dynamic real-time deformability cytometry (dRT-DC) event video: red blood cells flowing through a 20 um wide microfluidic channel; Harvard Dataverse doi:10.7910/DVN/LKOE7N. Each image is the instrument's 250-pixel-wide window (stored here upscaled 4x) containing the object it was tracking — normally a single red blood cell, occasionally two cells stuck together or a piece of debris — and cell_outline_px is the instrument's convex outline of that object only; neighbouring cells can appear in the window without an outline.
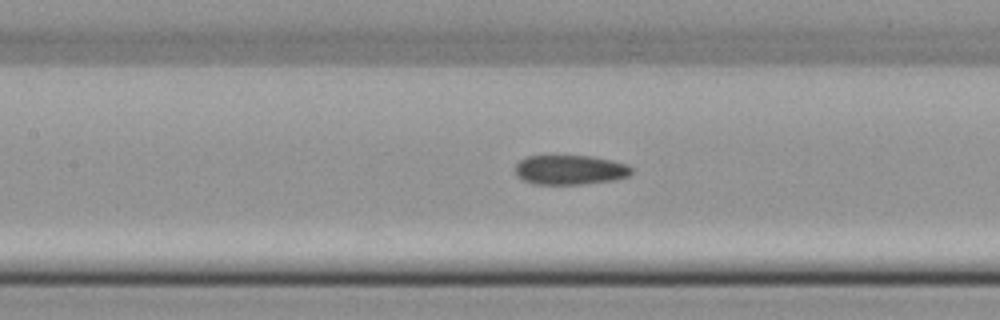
{"species": "common noctule bat (a hibernating species)", "species_latin": "Nyctalus noctula", "temperature_condition": "cold", "stored_images_in_passage": 31, "camera_frame_rate_fps": 3000, "um_per_image_px": 0.085, "animal": {"sex": "female", "body_mass_g": 22.7, "forearm_length_mm": 54.2}, "frame": {"image": 1, "passage_image": 9, "time_ms": 2.667, "image_size_px": [1000, 320], "cell_outline_px": [[632, 172], [628, 176], [612, 180], [580, 184], [536, 184], [524, 180], [516, 176], [516, 164], [520, 160], [528, 156], [592, 156], [612, 160], [628, 164], [632, 168]], "centroid_in_image_um": [48.46, 14.43], "position_along_channel_um": 158.9, "area_um2": 19.94}}
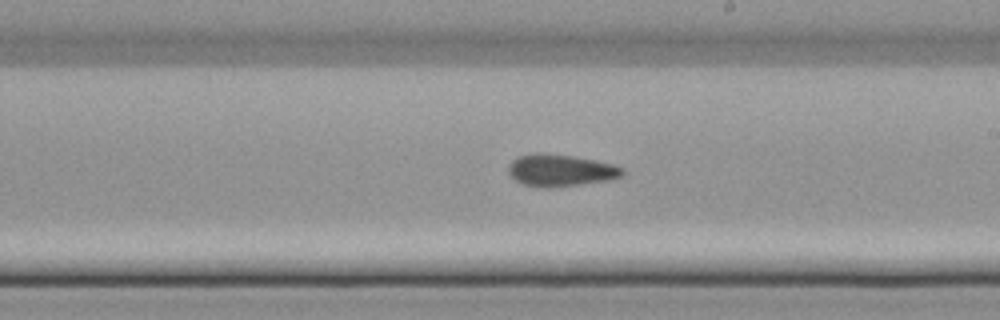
{"frame": {"image": 2, "passage_image": 15, "time_ms": 4.667, "image_size_px": [1000, 320], "cell_outline_px": [[624, 172], [620, 176], [608, 180], [580, 184], [544, 188], [524, 184], [516, 180], [508, 172], [508, 164], [516, 156], [536, 152], [544, 152], [572, 156], [596, 160], [612, 164], [624, 168]], "centroid_in_image_um": [47.6, 14.45], "position_along_channel_um": 241.4, "area_um2": 21.27}}
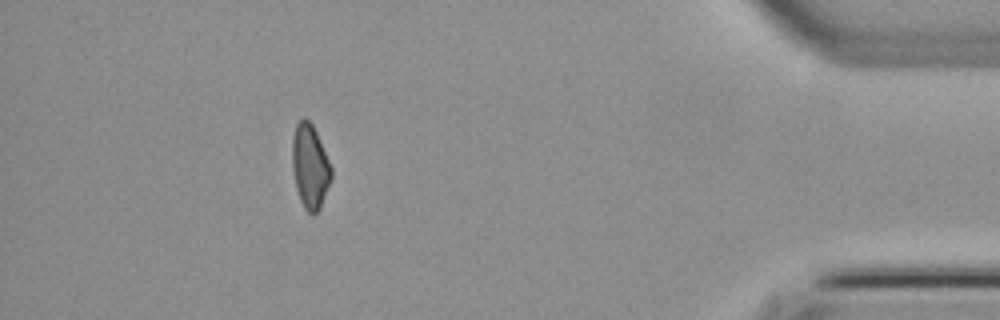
{"frame": {"image": 3, "passage_image": 31, "time_ms": 10.0, "image_size_px": [1000, 320], "cell_outline_px": [[332, 180], [320, 208], [312, 216], [304, 208], [300, 200], [296, 188], [292, 168], [292, 136], [296, 124], [304, 116], [312, 124], [316, 132], [332, 168]], "centroid_in_image_um": [26.35, 14.16], "position_along_channel_um": 408.9, "area_um2": 19.31}}